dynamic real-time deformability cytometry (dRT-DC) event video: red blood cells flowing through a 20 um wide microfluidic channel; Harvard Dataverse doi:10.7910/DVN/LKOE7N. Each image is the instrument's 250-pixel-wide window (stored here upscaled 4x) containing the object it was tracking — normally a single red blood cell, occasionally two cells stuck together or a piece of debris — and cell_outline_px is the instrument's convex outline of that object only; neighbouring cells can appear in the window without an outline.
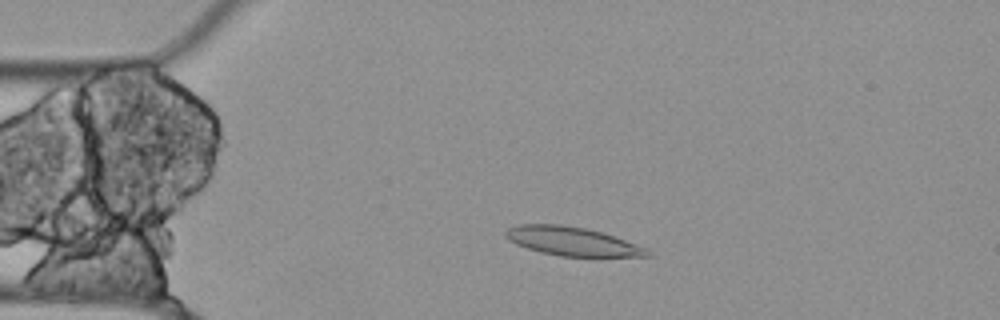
{"species": "Egyptian fruit bat (a non-hibernating species)", "species_latin": "Rousettus aegyptiacus", "temperature_condition": "cold", "stored_images_in_passage": 56, "camera_frame_rate_fps": 3000, "um_per_image_px": 0.085, "animal": {"sex": "female"}, "frame": {"image": 1, "passage_image": 12, "time_ms": 3.667, "image_size_px": [1000, 320], "cell_outline_px": [[652, 256], [560, 256], [540, 252], [516, 244], [508, 240], [504, 236], [504, 232], [508, 228], [516, 224], [560, 224], [584, 228], [600, 232], [648, 248]], "centroid_in_image_um": [48.58, 20.5], "position_along_channel_um": 36.4, "area_um2": 23.52}}
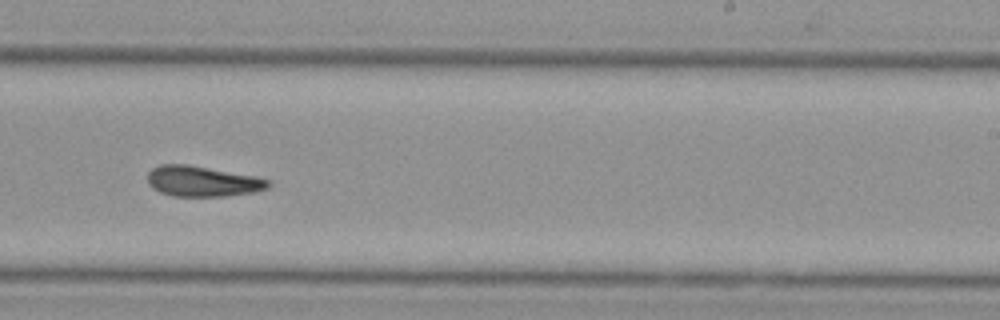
{"frame": {"image": 2, "passage_image": 34, "time_ms": 11.0, "image_size_px": [1000, 320], "cell_outline_px": [[272, 184], [268, 188], [256, 192], [224, 196], [172, 196], [160, 192], [152, 188], [148, 184], [148, 172], [152, 168], [160, 164], [188, 164], [256, 176], [268, 180]], "centroid_in_image_um": [17.21, 15.41], "position_along_channel_um": 271.8, "area_um2": 21.62}}
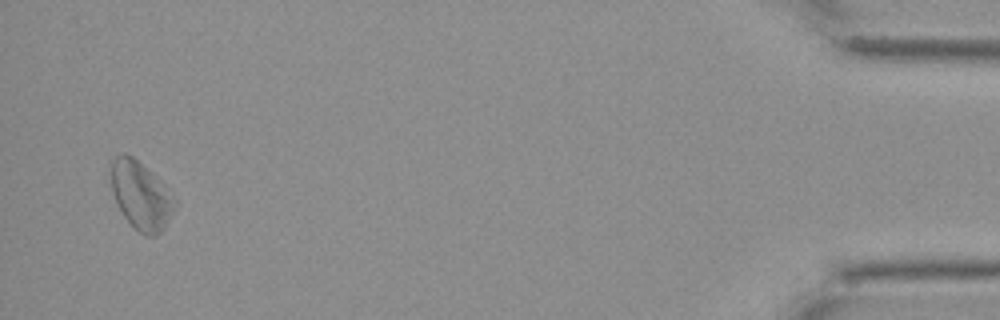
{"frame": {"image": 3, "passage_image": 54, "time_ms": 17.667, "image_size_px": [1000, 320], "cell_outline_px": [[176, 208], [164, 228], [156, 236], [144, 236], [124, 216], [116, 204], [112, 192], [112, 160], [116, 156], [124, 152], [132, 156], [160, 180], [176, 200]], "centroid_in_image_um": [11.99, 16.63], "position_along_channel_um": 423.2, "area_um2": 24.97}, "authors_computed_cell_mechanics": {"area_um2": 22.4553, "velocity_mm_per_s": 3.502, "shape_relaxation_time_tau1_ms": null, "shape_relaxation_time_tau2_ms": 10.3125, "deformation_change_tau1": null, "deformation_change_tau2": 0.2113}}